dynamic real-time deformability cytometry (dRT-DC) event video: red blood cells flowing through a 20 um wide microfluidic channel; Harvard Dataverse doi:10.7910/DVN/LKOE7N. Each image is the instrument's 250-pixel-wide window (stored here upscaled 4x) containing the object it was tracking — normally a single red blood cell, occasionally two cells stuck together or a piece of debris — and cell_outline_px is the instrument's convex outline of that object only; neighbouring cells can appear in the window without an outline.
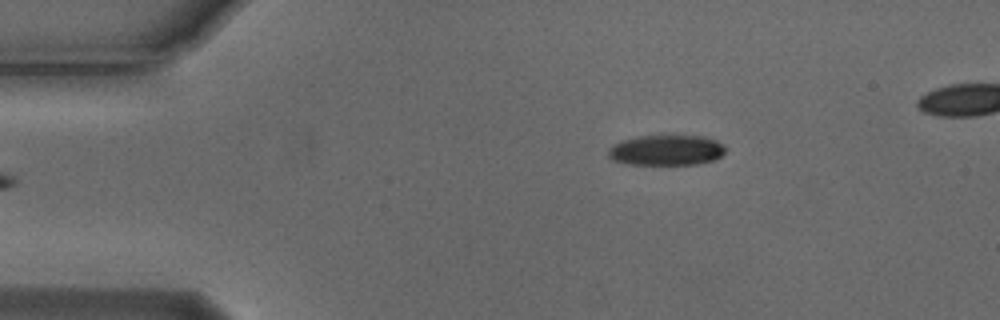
{"species": "Egyptian fruit bat (a non-hibernating species)", "species_latin": "Rousettus aegyptiacus", "temperature_condition": "cold", "stored_images_in_passage": 2, "camera_frame_rate_fps": 3000, "um_per_image_px": 0.085, "animal": {"sex": "male"}, "frame": {"image": 1, "passage_image": 2, "time_ms": 0.333, "image_size_px": [1000, 320], "cell_outline_px": [[728, 148], [720, 156], [712, 160], [696, 164], [628, 164], [612, 160], [608, 156], [608, 148], [612, 144], [636, 136], [704, 136], [716, 140]], "centroid_in_image_um": [56.62, 12.76], "position_along_channel_um": 28.4, "area_um2": 20.75}}